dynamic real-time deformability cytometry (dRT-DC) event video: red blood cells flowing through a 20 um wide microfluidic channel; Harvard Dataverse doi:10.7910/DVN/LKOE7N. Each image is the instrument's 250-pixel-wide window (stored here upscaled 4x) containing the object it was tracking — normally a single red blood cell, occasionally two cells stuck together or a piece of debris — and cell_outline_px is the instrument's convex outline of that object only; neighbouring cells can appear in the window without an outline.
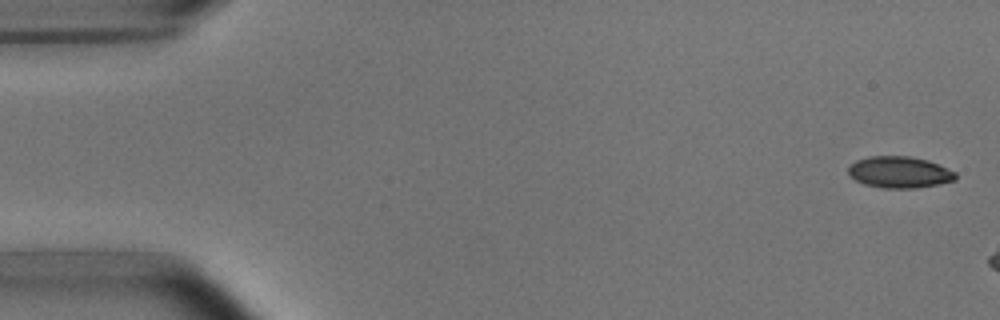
{"species": "common noctule bat (a hibernating species)", "species_latin": "Nyctalus noctula", "temperature_condition": "room temperature", "stored_images_in_passage": 3, "camera_frame_rate_fps": 3000, "um_per_image_px": 0.085, "animal": {"sex": "male", "body_mass_g": 15.6}, "frame": {"image": 1, "passage_image": 1, "time_ms": 0.0, "image_size_px": [1000, 320], "cell_outline_px": [[956, 180], [916, 188], [884, 188], [864, 184], [856, 180], [848, 172], [848, 168], [856, 160], [868, 156], [912, 156], [928, 160], [948, 168], [956, 172]], "centroid_in_image_um": [76.47, 14.62], "position_along_channel_um": 8.5, "area_um2": 19.65}}